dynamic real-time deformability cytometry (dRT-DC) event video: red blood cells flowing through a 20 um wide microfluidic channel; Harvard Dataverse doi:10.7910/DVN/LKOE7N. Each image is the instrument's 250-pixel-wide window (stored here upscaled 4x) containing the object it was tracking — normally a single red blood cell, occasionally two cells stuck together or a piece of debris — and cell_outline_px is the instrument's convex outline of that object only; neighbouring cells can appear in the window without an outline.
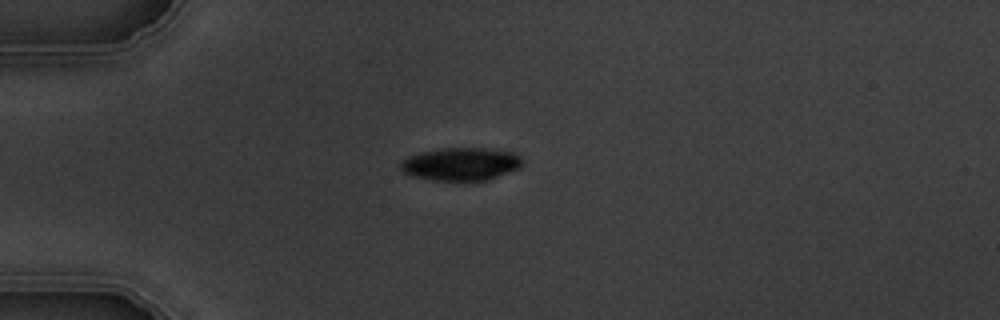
{"species": "common noctule bat (a hibernating species)", "species_latin": "Nyctalus noctula", "temperature_condition": "warm", "stored_images_in_passage": 2, "camera_frame_rate_fps": 3000, "um_per_image_px": 0.085, "animal": {"sex": "male", "body_mass_g": 19.5, "forearm_length_mm": 54.6}, "frame": {"image": 1, "passage_image": 1, "time_ms": 0.0, "image_size_px": [1000, 320], "cell_outline_px": [[524, 164], [520, 168], [488, 180], [432, 180], [412, 176], [404, 172], [400, 168], [400, 164], [408, 156], [420, 152], [444, 148], [484, 148], [512, 152], [520, 156], [524, 160]], "centroid_in_image_um": [39.21, 13.94], "position_along_channel_um": 45.8, "area_um2": 23.35}}